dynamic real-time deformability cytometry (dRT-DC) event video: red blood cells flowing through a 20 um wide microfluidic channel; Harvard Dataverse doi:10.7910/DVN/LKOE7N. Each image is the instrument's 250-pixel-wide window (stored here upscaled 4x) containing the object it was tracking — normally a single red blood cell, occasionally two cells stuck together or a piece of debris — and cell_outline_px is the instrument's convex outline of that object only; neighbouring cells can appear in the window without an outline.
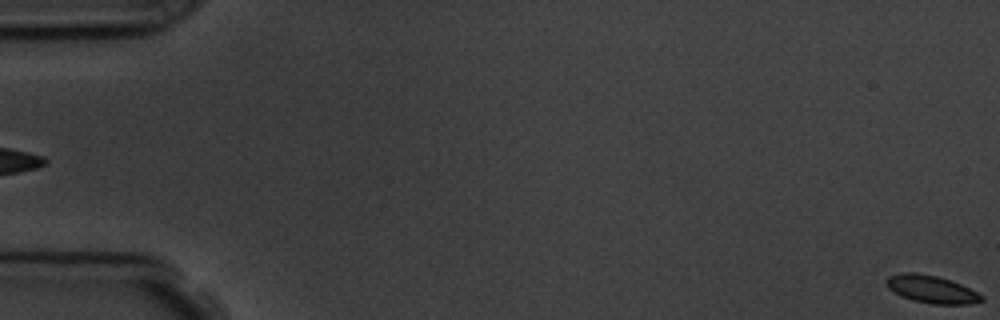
{"species": "common noctule bat (a hibernating species)", "species_latin": "Nyctalus noctula", "temperature_condition": "room temperature", "stored_images_in_passage": 6, "segment_of_instrument_passage": [2, 2], "camera_frame_rate_fps": 3000, "um_per_image_px": 0.085, "animal": {"sex": "male", "body_mass_g": 19.5, "forearm_length_mm": 54.6}, "frame": {"image": 1, "passage_image": 6, "time_ms": 5.667, "image_size_px": [1000, 320], "cell_outline_px": [[984, 300], [968, 304], [932, 304], [912, 300], [900, 296], [888, 288], [884, 280], [888, 276], [904, 272], [916, 272], [936, 276], [960, 284], [984, 296]], "centroid_in_image_um": [79.13, 24.59], "position_along_channel_um": 5.9, "area_um2": 15.26}}